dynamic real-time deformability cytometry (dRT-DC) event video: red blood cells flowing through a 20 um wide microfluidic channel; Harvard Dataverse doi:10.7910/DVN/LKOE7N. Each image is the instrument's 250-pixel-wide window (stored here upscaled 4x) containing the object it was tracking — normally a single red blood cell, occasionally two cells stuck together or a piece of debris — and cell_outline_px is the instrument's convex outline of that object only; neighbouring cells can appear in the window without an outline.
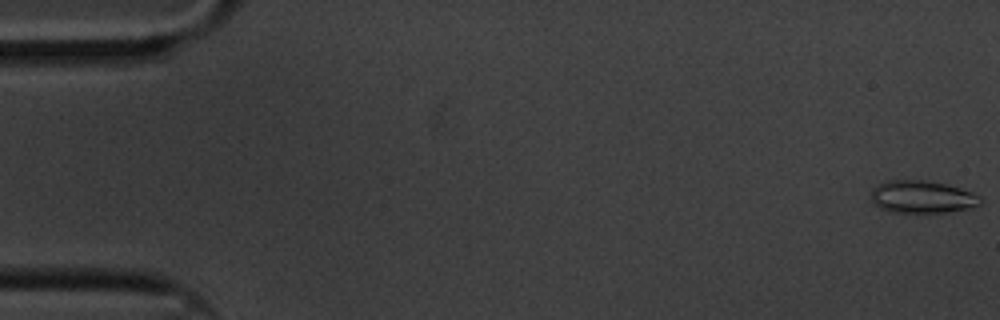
{"species": "common noctule bat (a hibernating species)", "species_latin": "Nyctalus noctula", "temperature_condition": "cold", "stored_images_in_passage": 59, "camera_frame_rate_fps": 3000, "um_per_image_px": 0.085, "animal": {"sex": "male", "body_mass_g": 20.1, "forearm_length_mm": 53.5}, "frame": {"image": 1, "passage_image": 1, "time_ms": 0.0, "image_size_px": [1000, 320], "cell_outline_px": [[980, 204], [964, 208], [944, 212], [896, 212], [884, 208], [876, 204], [872, 200], [872, 192], [880, 184], [888, 180], [920, 180], [944, 184], [972, 192], [980, 196]], "centroid_in_image_um": [78.39, 16.72], "position_along_channel_um": 6.6, "area_um2": 19.83}}
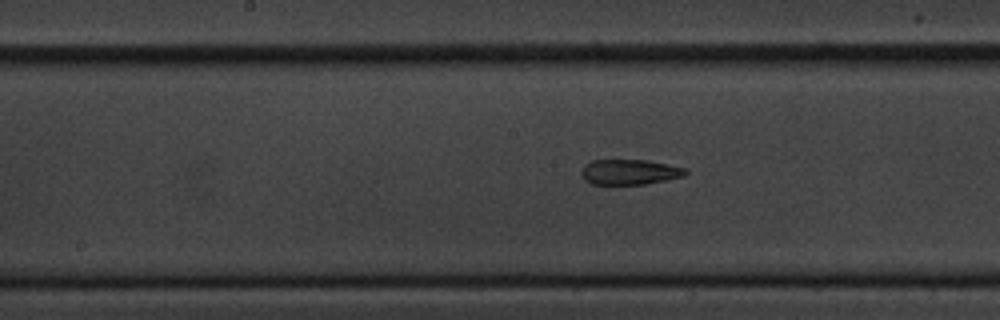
{"frame": {"image": 2, "passage_image": 30, "time_ms": 9.667, "image_size_px": [1000, 320], "cell_outline_px": [[688, 172], [684, 176], [644, 184], [592, 184], [584, 180], [580, 172], [584, 164], [592, 160], [648, 160], [684, 168]], "centroid_in_image_um": [53.46, 14.61], "position_along_channel_um": 194.7, "area_um2": 15.26}}
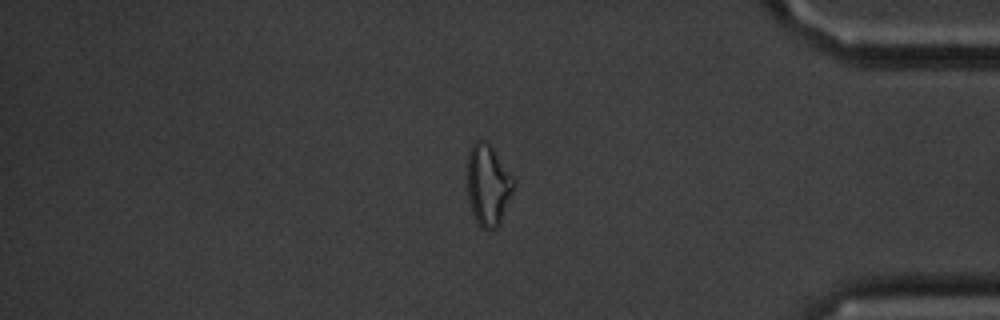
{"frame": {"image": 3, "passage_image": 50, "time_ms": 16.333, "image_size_px": [1000, 320], "cell_outline_px": [[516, 184], [500, 224], [496, 228], [480, 228], [472, 212], [468, 200], [468, 152], [472, 144], [476, 140], [484, 140], [492, 148], [516, 180]], "centroid_in_image_um": [41.5, 15.74], "position_along_channel_um": 393.7, "area_um2": 21.91}, "authors_computed_cell_mechanics": {"area_um2": 17.1088, "velocity_mm_per_s": 3.3987, "shape_relaxation_time_tau1_ms": 5.6408, "shape_relaxation_time_tau2_ms": 3.0359, "deformation_change_tau1": 0.1767, "deformation_change_tau2": 0.1278}}